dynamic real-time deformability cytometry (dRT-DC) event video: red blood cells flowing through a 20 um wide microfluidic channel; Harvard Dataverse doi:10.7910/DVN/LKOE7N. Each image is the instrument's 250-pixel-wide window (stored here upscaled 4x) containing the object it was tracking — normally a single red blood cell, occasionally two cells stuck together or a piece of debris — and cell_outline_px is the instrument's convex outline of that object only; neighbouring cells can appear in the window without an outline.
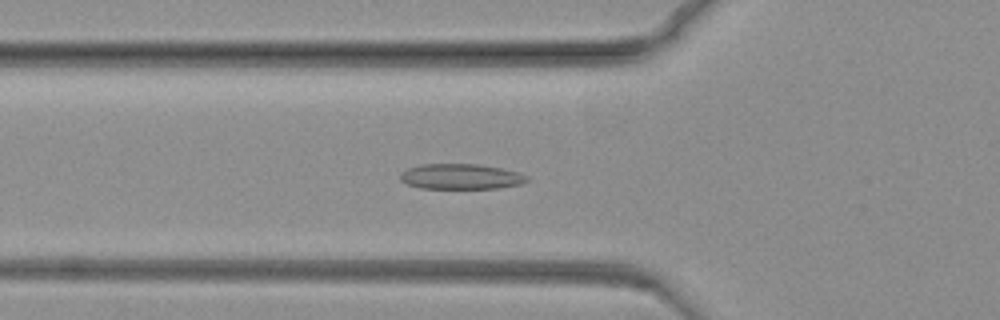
{"species": "common noctule bat (a hibernating species)", "species_latin": "Nyctalus noctula", "temperature_condition": "warm", "stored_images_in_passage": 50, "camera_frame_rate_fps": 3000, "um_per_image_px": 0.085, "animal": {"sex": "female", "body_mass_g": 19.3, "forearm_length_mm": 54.1}, "frame": {"image": 1, "passage_image": 14, "time_ms": 4.333, "image_size_px": [1000, 320], "cell_outline_px": [[528, 180], [524, 184], [500, 188], [420, 188], [408, 184], [400, 180], [400, 172], [408, 168], [420, 164], [476, 164], [500, 168], [516, 172], [528, 176]], "centroid_in_image_um": [39.17, 15.01], "position_along_channel_um": 86.6, "area_um2": 18.73}}
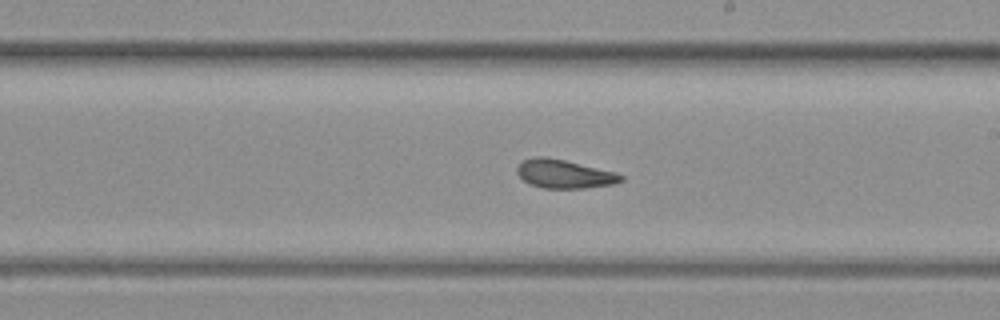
{"frame": {"image": 2, "passage_image": 32, "time_ms": 10.333, "image_size_px": [1000, 320], "cell_outline_px": [[624, 180], [612, 184], [584, 188], [544, 188], [528, 184], [516, 172], [516, 168], [524, 160], [536, 156], [544, 156], [564, 160], [612, 172], [624, 176]], "centroid_in_image_um": [47.91, 14.79], "position_along_channel_um": 241.1, "area_um2": 16.99}}
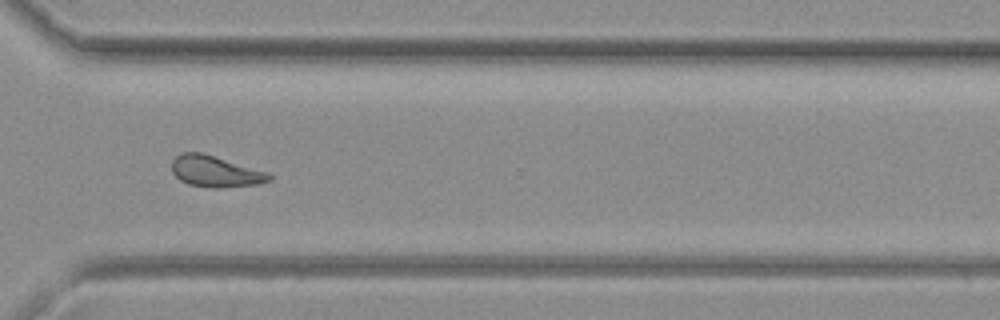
{"frame": {"image": 3, "passage_image": 45, "time_ms": 14.667, "image_size_px": [1000, 320], "cell_outline_px": [[272, 180], [260, 184], [220, 188], [212, 188], [188, 184], [180, 180], [172, 172], [172, 160], [176, 156], [184, 152], [200, 152], [268, 172], [272, 176]], "centroid_in_image_um": [18.32, 14.59], "position_along_channel_um": 352.3, "area_um2": 17.69}}